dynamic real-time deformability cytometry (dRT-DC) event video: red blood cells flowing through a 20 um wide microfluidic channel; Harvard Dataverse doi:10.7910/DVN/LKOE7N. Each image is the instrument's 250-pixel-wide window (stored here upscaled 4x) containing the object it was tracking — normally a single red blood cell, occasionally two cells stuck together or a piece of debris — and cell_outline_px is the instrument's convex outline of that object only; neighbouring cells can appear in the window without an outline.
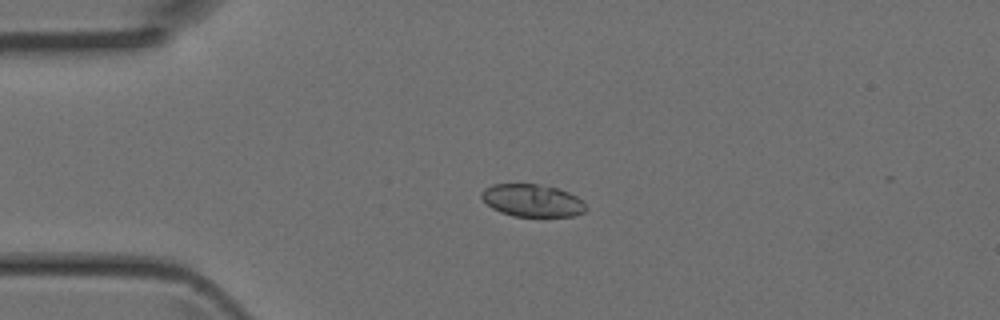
{"species": "Egyptian fruit bat (a non-hibernating species)", "species_latin": "Rousettus aegyptiacus", "temperature_condition": "room temperature", "stored_images_in_passage": 6, "camera_frame_rate_fps": 3000, "um_per_image_px": 0.085, "animal": {"sex": "female"}, "frame": {"image": 1, "passage_image": 3, "time_ms": 0.667, "image_size_px": [1000, 320], "cell_outline_px": [[588, 208], [584, 212], [576, 216], [512, 216], [500, 212], [492, 208], [480, 196], [480, 192], [484, 188], [492, 184], [536, 184], [556, 188], [568, 192], [576, 196]], "centroid_in_image_um": [45.22, 17.04], "position_along_channel_um": 39.8, "area_um2": 19.71}}
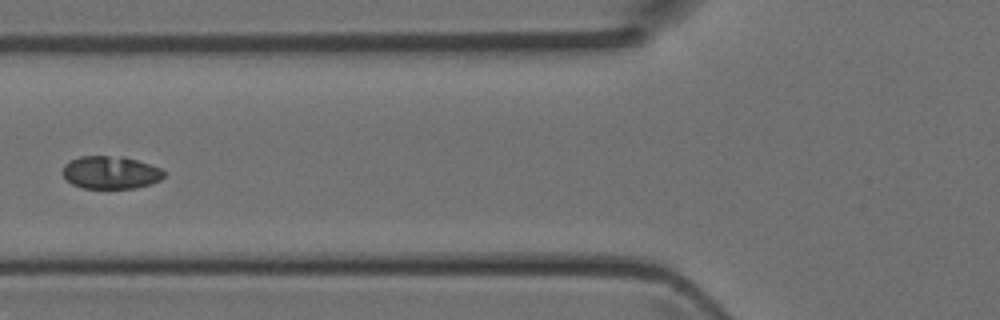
{"frame": {"image": 2, "passage_image": 5, "time_ms": 1.333, "image_size_px": [1000, 320], "cell_outline_px": [[164, 176], [160, 180], [152, 184], [136, 188], [84, 188], [72, 184], [60, 172], [64, 164], [68, 160], [80, 156], [124, 156], [160, 168], [164, 172]], "centroid_in_image_um": [9.37, 14.65], "position_along_channel_um": 116.4, "area_um2": 19.48}}
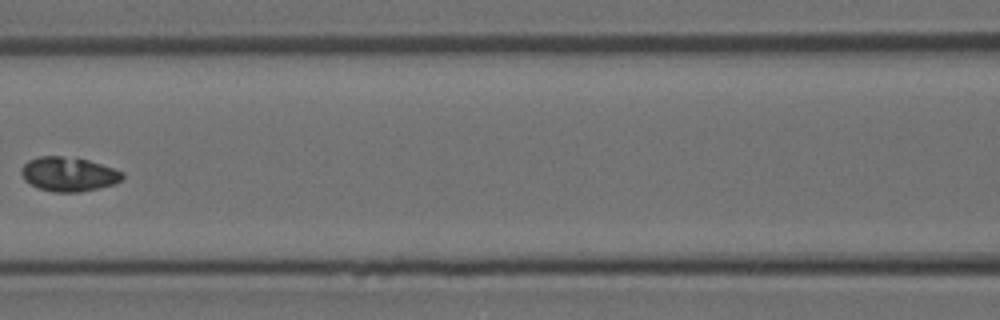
{"frame": {"image": 3, "passage_image": 6, "time_ms": 1.667, "image_size_px": [1000, 320], "cell_outline_px": [[124, 176], [120, 180], [112, 184], [100, 188], [80, 192], [52, 192], [36, 188], [24, 180], [20, 172], [20, 168], [28, 160], [40, 156], [76, 156], [124, 172]], "centroid_in_image_um": [5.79, 14.8], "position_along_channel_um": 160.8, "area_um2": 20.46}}